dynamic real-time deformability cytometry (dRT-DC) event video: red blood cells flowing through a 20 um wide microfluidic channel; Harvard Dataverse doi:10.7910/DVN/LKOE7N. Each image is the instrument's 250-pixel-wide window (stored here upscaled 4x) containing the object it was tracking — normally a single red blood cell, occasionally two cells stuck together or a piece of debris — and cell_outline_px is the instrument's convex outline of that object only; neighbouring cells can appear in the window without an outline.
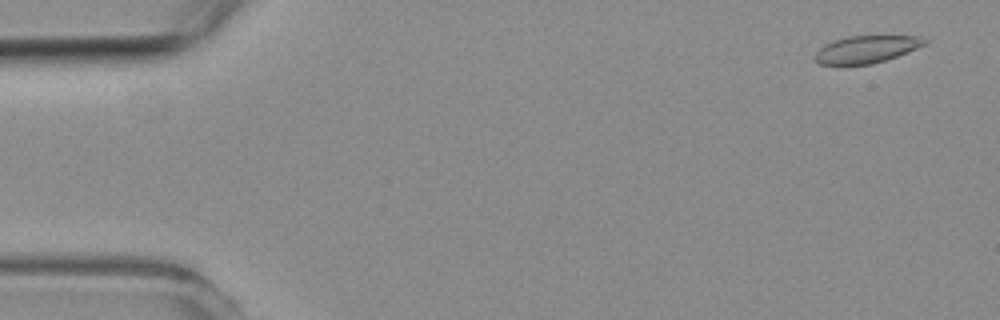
{"species": "common noctule bat (a hibernating species)", "species_latin": "Nyctalus noctula", "temperature_condition": "room temperature", "stored_images_in_passage": 56, "camera_frame_rate_fps": 3000, "um_per_image_px": 0.085, "animal": {"sex": "female", "body_mass_g": 19.3, "forearm_length_mm": 54.1}, "frame": {"image": 1, "passage_image": 3, "time_ms": 0.667, "image_size_px": [1000, 320], "cell_outline_px": [[928, 44], [896, 56], [872, 64], [820, 64], [812, 60], [812, 56], [824, 44], [832, 40], [848, 36], [920, 36], [928, 40]], "centroid_in_image_um": [73.61, 4.18], "position_along_channel_um": 11.4, "area_um2": 17.51}}
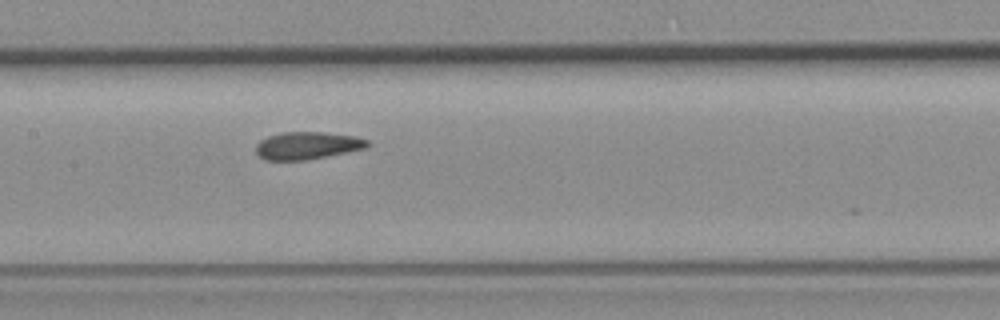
{"frame": {"image": 2, "passage_image": 27, "time_ms": 8.667, "image_size_px": [1000, 320], "cell_outline_px": [[368, 148], [304, 160], [264, 160], [256, 152], [256, 144], [260, 140], [268, 136], [284, 132], [324, 132], [352, 136], [368, 140]], "centroid_in_image_um": [26.09, 12.37], "position_along_channel_um": 181.3, "area_um2": 17.69}}
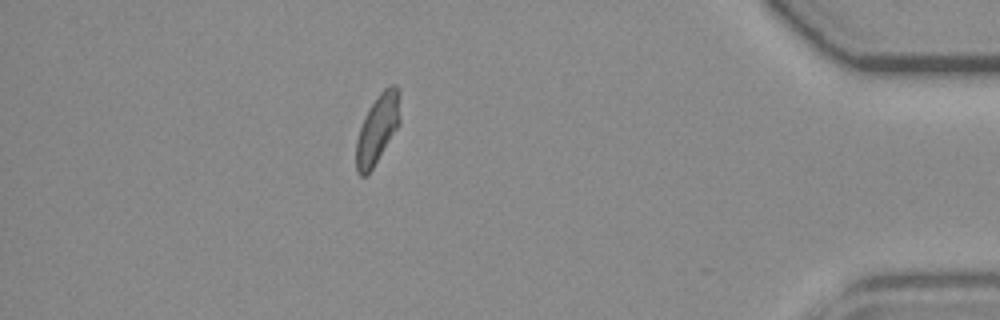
{"frame": {"image": 3, "passage_image": 49, "time_ms": 16.0, "image_size_px": [1000, 320], "cell_outline_px": [[400, 124], [372, 168], [364, 176], [360, 176], [356, 172], [356, 140], [364, 116], [368, 108], [380, 92], [388, 84], [396, 84], [400, 88]], "centroid_in_image_um": [32.11, 10.89], "position_along_channel_um": 403.1, "area_um2": 17.86}, "authors_computed_cell_mechanics": {"area_um2": 18.0914, "velocity_mm_per_s": 3.6973, "shape_relaxation_time_tau1_ms": 8.0879, "shape_relaxation_time_tau2_ms": 1.3544, "deformation_change_tau1": 0.1643, "deformation_change_tau2": 0.0603}}